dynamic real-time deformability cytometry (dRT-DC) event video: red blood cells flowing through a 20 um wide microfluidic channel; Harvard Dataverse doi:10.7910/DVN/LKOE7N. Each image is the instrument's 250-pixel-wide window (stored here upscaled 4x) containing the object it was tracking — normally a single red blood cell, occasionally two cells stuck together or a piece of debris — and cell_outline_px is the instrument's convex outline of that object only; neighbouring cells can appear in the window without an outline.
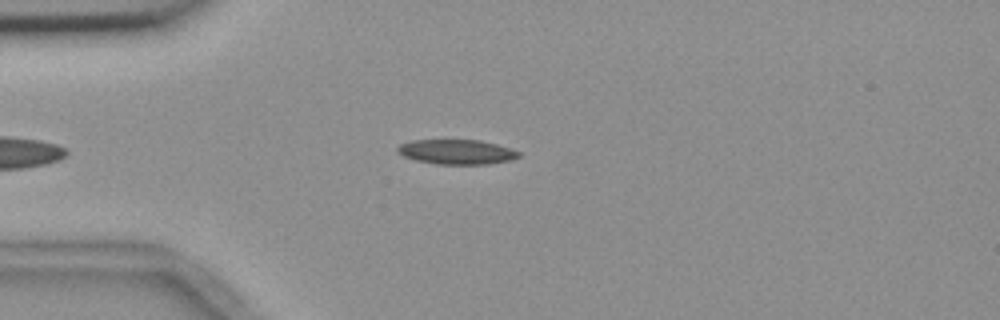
{"species": "common noctule bat (a hibernating species)", "species_latin": "Nyctalus noctula", "temperature_condition": "room temperature", "stored_images_in_passage": 39, "camera_frame_rate_fps": 3000, "um_per_image_px": 0.085, "animal": {"sex": "female", "body_mass_g": 18.4}, "frame": {"image": 1, "passage_image": 2, "time_ms": 0.333, "image_size_px": [1000, 320], "cell_outline_px": [[520, 156], [512, 160], [488, 164], [436, 164], [416, 160], [404, 156], [396, 152], [396, 148], [400, 144], [412, 140], [480, 140], [496, 144], [520, 152]], "centroid_in_image_um": [38.8, 12.91], "position_along_channel_um": 46.2, "area_um2": 17.46}}
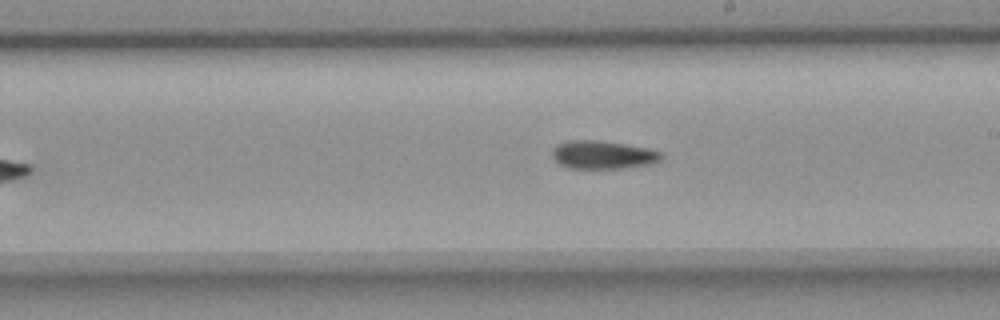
{"frame": {"image": 2, "passage_image": 19, "time_ms": 6.0, "image_size_px": [1000, 320], "cell_outline_px": [[664, 156], [656, 164], [620, 168], [568, 168], [560, 164], [552, 156], [552, 148], [556, 144], [568, 140], [596, 140], [624, 144], [648, 148], [664, 152]], "centroid_in_image_um": [51.28, 13.15], "position_along_channel_um": 237.7, "area_um2": 18.15}}
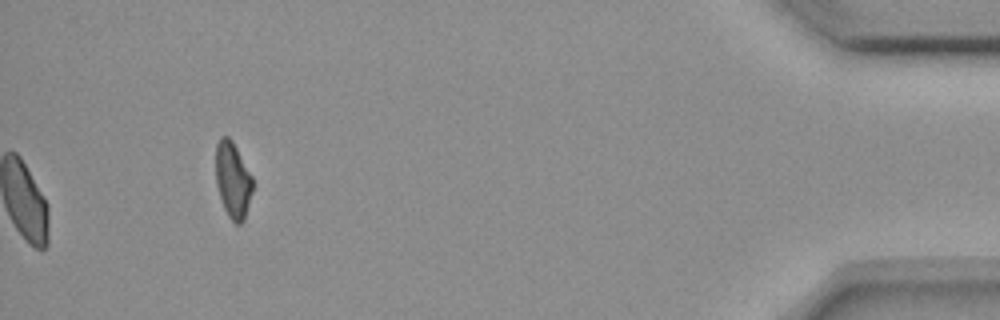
{"frame": {"image": 3, "passage_image": 39, "time_ms": 12.667, "image_size_px": [1000, 320], "cell_outline_px": [[252, 192], [244, 220], [240, 224], [236, 224], [228, 216], [224, 208], [216, 184], [216, 144], [220, 136], [228, 136], [232, 140], [252, 176]], "centroid_in_image_um": [19.78, 15.29], "position_along_channel_um": 415.4, "area_um2": 16.24}, "authors_computed_cell_mechanics": {"area_um2": 18.0336, "velocity_mm_per_s": 3.6821, "shape_relaxation_time_tau1_ms": 7.0006, "shape_relaxation_time_tau2_ms": null, "deformation_change_tau1": 0.143, "deformation_change_tau2": null}}